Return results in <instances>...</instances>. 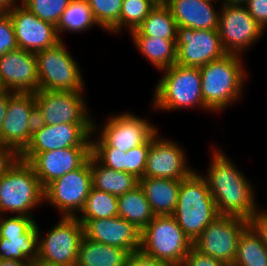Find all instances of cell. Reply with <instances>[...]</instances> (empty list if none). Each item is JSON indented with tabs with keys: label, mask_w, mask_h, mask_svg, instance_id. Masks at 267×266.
<instances>
[{
	"label": "cell",
	"mask_w": 267,
	"mask_h": 266,
	"mask_svg": "<svg viewBox=\"0 0 267 266\" xmlns=\"http://www.w3.org/2000/svg\"><path fill=\"white\" fill-rule=\"evenodd\" d=\"M192 247L172 215L155 216L141 231L140 252L172 265H182Z\"/></svg>",
	"instance_id": "obj_6"
},
{
	"label": "cell",
	"mask_w": 267,
	"mask_h": 266,
	"mask_svg": "<svg viewBox=\"0 0 267 266\" xmlns=\"http://www.w3.org/2000/svg\"><path fill=\"white\" fill-rule=\"evenodd\" d=\"M172 216L192 243L220 216L206 179L197 171L181 180Z\"/></svg>",
	"instance_id": "obj_2"
},
{
	"label": "cell",
	"mask_w": 267,
	"mask_h": 266,
	"mask_svg": "<svg viewBox=\"0 0 267 266\" xmlns=\"http://www.w3.org/2000/svg\"><path fill=\"white\" fill-rule=\"evenodd\" d=\"M72 0H22L21 4L41 20L57 26Z\"/></svg>",
	"instance_id": "obj_35"
},
{
	"label": "cell",
	"mask_w": 267,
	"mask_h": 266,
	"mask_svg": "<svg viewBox=\"0 0 267 266\" xmlns=\"http://www.w3.org/2000/svg\"><path fill=\"white\" fill-rule=\"evenodd\" d=\"M84 227V237L130 253L140 251L141 231L127 220L114 216L106 219H78Z\"/></svg>",
	"instance_id": "obj_21"
},
{
	"label": "cell",
	"mask_w": 267,
	"mask_h": 266,
	"mask_svg": "<svg viewBox=\"0 0 267 266\" xmlns=\"http://www.w3.org/2000/svg\"><path fill=\"white\" fill-rule=\"evenodd\" d=\"M90 168L92 187L114 196L119 197L139 185V179L133 174L108 168L92 154L90 156Z\"/></svg>",
	"instance_id": "obj_25"
},
{
	"label": "cell",
	"mask_w": 267,
	"mask_h": 266,
	"mask_svg": "<svg viewBox=\"0 0 267 266\" xmlns=\"http://www.w3.org/2000/svg\"><path fill=\"white\" fill-rule=\"evenodd\" d=\"M130 252L85 237L78 250L76 266H128Z\"/></svg>",
	"instance_id": "obj_24"
},
{
	"label": "cell",
	"mask_w": 267,
	"mask_h": 266,
	"mask_svg": "<svg viewBox=\"0 0 267 266\" xmlns=\"http://www.w3.org/2000/svg\"><path fill=\"white\" fill-rule=\"evenodd\" d=\"M186 164L181 146L169 139H160L158 132L151 137L144 177L182 180L194 172Z\"/></svg>",
	"instance_id": "obj_17"
},
{
	"label": "cell",
	"mask_w": 267,
	"mask_h": 266,
	"mask_svg": "<svg viewBox=\"0 0 267 266\" xmlns=\"http://www.w3.org/2000/svg\"><path fill=\"white\" fill-rule=\"evenodd\" d=\"M7 106H8V91L0 96V131L2 129L4 117L6 115Z\"/></svg>",
	"instance_id": "obj_45"
},
{
	"label": "cell",
	"mask_w": 267,
	"mask_h": 266,
	"mask_svg": "<svg viewBox=\"0 0 267 266\" xmlns=\"http://www.w3.org/2000/svg\"><path fill=\"white\" fill-rule=\"evenodd\" d=\"M93 124L45 125L36 122L31 141L19 158L29 162L37 153L74 146H91Z\"/></svg>",
	"instance_id": "obj_13"
},
{
	"label": "cell",
	"mask_w": 267,
	"mask_h": 266,
	"mask_svg": "<svg viewBox=\"0 0 267 266\" xmlns=\"http://www.w3.org/2000/svg\"><path fill=\"white\" fill-rule=\"evenodd\" d=\"M210 111L202 97V82L199 68L175 63L164 69V76L154 90V108L172 111L196 107Z\"/></svg>",
	"instance_id": "obj_4"
},
{
	"label": "cell",
	"mask_w": 267,
	"mask_h": 266,
	"mask_svg": "<svg viewBox=\"0 0 267 266\" xmlns=\"http://www.w3.org/2000/svg\"><path fill=\"white\" fill-rule=\"evenodd\" d=\"M97 25L108 32H119L122 0H87Z\"/></svg>",
	"instance_id": "obj_33"
},
{
	"label": "cell",
	"mask_w": 267,
	"mask_h": 266,
	"mask_svg": "<svg viewBox=\"0 0 267 266\" xmlns=\"http://www.w3.org/2000/svg\"><path fill=\"white\" fill-rule=\"evenodd\" d=\"M7 13L13 22L19 49L37 53L62 41L56 26L41 20L22 4Z\"/></svg>",
	"instance_id": "obj_16"
},
{
	"label": "cell",
	"mask_w": 267,
	"mask_h": 266,
	"mask_svg": "<svg viewBox=\"0 0 267 266\" xmlns=\"http://www.w3.org/2000/svg\"><path fill=\"white\" fill-rule=\"evenodd\" d=\"M44 202V188L32 166L18 158L0 177V215L5 212L32 217L28 211Z\"/></svg>",
	"instance_id": "obj_5"
},
{
	"label": "cell",
	"mask_w": 267,
	"mask_h": 266,
	"mask_svg": "<svg viewBox=\"0 0 267 266\" xmlns=\"http://www.w3.org/2000/svg\"><path fill=\"white\" fill-rule=\"evenodd\" d=\"M244 5L255 21L265 31L267 27V0H248Z\"/></svg>",
	"instance_id": "obj_41"
},
{
	"label": "cell",
	"mask_w": 267,
	"mask_h": 266,
	"mask_svg": "<svg viewBox=\"0 0 267 266\" xmlns=\"http://www.w3.org/2000/svg\"><path fill=\"white\" fill-rule=\"evenodd\" d=\"M4 12L0 9V16L3 14Z\"/></svg>",
	"instance_id": "obj_52"
},
{
	"label": "cell",
	"mask_w": 267,
	"mask_h": 266,
	"mask_svg": "<svg viewBox=\"0 0 267 266\" xmlns=\"http://www.w3.org/2000/svg\"><path fill=\"white\" fill-rule=\"evenodd\" d=\"M184 266H228L224 261L202 254L192 247L183 262Z\"/></svg>",
	"instance_id": "obj_40"
},
{
	"label": "cell",
	"mask_w": 267,
	"mask_h": 266,
	"mask_svg": "<svg viewBox=\"0 0 267 266\" xmlns=\"http://www.w3.org/2000/svg\"><path fill=\"white\" fill-rule=\"evenodd\" d=\"M44 237L38 230V258L56 266H76L84 237L83 224L76 217H62Z\"/></svg>",
	"instance_id": "obj_8"
},
{
	"label": "cell",
	"mask_w": 267,
	"mask_h": 266,
	"mask_svg": "<svg viewBox=\"0 0 267 266\" xmlns=\"http://www.w3.org/2000/svg\"><path fill=\"white\" fill-rule=\"evenodd\" d=\"M241 56L226 54L199 68L204 104L219 112L240 99L247 73L244 71Z\"/></svg>",
	"instance_id": "obj_3"
},
{
	"label": "cell",
	"mask_w": 267,
	"mask_h": 266,
	"mask_svg": "<svg viewBox=\"0 0 267 266\" xmlns=\"http://www.w3.org/2000/svg\"><path fill=\"white\" fill-rule=\"evenodd\" d=\"M249 223L260 235L264 246L267 248V210L258 211Z\"/></svg>",
	"instance_id": "obj_44"
},
{
	"label": "cell",
	"mask_w": 267,
	"mask_h": 266,
	"mask_svg": "<svg viewBox=\"0 0 267 266\" xmlns=\"http://www.w3.org/2000/svg\"><path fill=\"white\" fill-rule=\"evenodd\" d=\"M128 266H172V264L148 257L139 251L130 254Z\"/></svg>",
	"instance_id": "obj_42"
},
{
	"label": "cell",
	"mask_w": 267,
	"mask_h": 266,
	"mask_svg": "<svg viewBox=\"0 0 267 266\" xmlns=\"http://www.w3.org/2000/svg\"><path fill=\"white\" fill-rule=\"evenodd\" d=\"M18 48L13 22L8 13L0 16V57Z\"/></svg>",
	"instance_id": "obj_39"
},
{
	"label": "cell",
	"mask_w": 267,
	"mask_h": 266,
	"mask_svg": "<svg viewBox=\"0 0 267 266\" xmlns=\"http://www.w3.org/2000/svg\"><path fill=\"white\" fill-rule=\"evenodd\" d=\"M204 177L219 215L250 221L258 212L253 187L232 161L216 149Z\"/></svg>",
	"instance_id": "obj_1"
},
{
	"label": "cell",
	"mask_w": 267,
	"mask_h": 266,
	"mask_svg": "<svg viewBox=\"0 0 267 266\" xmlns=\"http://www.w3.org/2000/svg\"><path fill=\"white\" fill-rule=\"evenodd\" d=\"M90 156L91 146H74L37 153L28 163L45 188L57 178L80 168Z\"/></svg>",
	"instance_id": "obj_20"
},
{
	"label": "cell",
	"mask_w": 267,
	"mask_h": 266,
	"mask_svg": "<svg viewBox=\"0 0 267 266\" xmlns=\"http://www.w3.org/2000/svg\"><path fill=\"white\" fill-rule=\"evenodd\" d=\"M19 155L9 146L0 143V177L16 162Z\"/></svg>",
	"instance_id": "obj_43"
},
{
	"label": "cell",
	"mask_w": 267,
	"mask_h": 266,
	"mask_svg": "<svg viewBox=\"0 0 267 266\" xmlns=\"http://www.w3.org/2000/svg\"><path fill=\"white\" fill-rule=\"evenodd\" d=\"M0 79L7 91L36 93L39 75L35 53L15 49L0 57Z\"/></svg>",
	"instance_id": "obj_19"
},
{
	"label": "cell",
	"mask_w": 267,
	"mask_h": 266,
	"mask_svg": "<svg viewBox=\"0 0 267 266\" xmlns=\"http://www.w3.org/2000/svg\"><path fill=\"white\" fill-rule=\"evenodd\" d=\"M36 122L34 93L8 91V106L0 131V143L20 155L31 141Z\"/></svg>",
	"instance_id": "obj_9"
},
{
	"label": "cell",
	"mask_w": 267,
	"mask_h": 266,
	"mask_svg": "<svg viewBox=\"0 0 267 266\" xmlns=\"http://www.w3.org/2000/svg\"><path fill=\"white\" fill-rule=\"evenodd\" d=\"M82 92L45 91L34 93L37 123L55 124H93L88 117V108Z\"/></svg>",
	"instance_id": "obj_11"
},
{
	"label": "cell",
	"mask_w": 267,
	"mask_h": 266,
	"mask_svg": "<svg viewBox=\"0 0 267 266\" xmlns=\"http://www.w3.org/2000/svg\"><path fill=\"white\" fill-rule=\"evenodd\" d=\"M132 35L177 39V24L167 5L155 6Z\"/></svg>",
	"instance_id": "obj_28"
},
{
	"label": "cell",
	"mask_w": 267,
	"mask_h": 266,
	"mask_svg": "<svg viewBox=\"0 0 267 266\" xmlns=\"http://www.w3.org/2000/svg\"><path fill=\"white\" fill-rule=\"evenodd\" d=\"M15 1L16 0H0V9L4 13H7L8 11L13 10L15 7L19 6L15 4ZM19 1L22 2V0H19Z\"/></svg>",
	"instance_id": "obj_46"
},
{
	"label": "cell",
	"mask_w": 267,
	"mask_h": 266,
	"mask_svg": "<svg viewBox=\"0 0 267 266\" xmlns=\"http://www.w3.org/2000/svg\"><path fill=\"white\" fill-rule=\"evenodd\" d=\"M181 180L142 177L139 186L143 189L155 216L172 215L178 202Z\"/></svg>",
	"instance_id": "obj_23"
},
{
	"label": "cell",
	"mask_w": 267,
	"mask_h": 266,
	"mask_svg": "<svg viewBox=\"0 0 267 266\" xmlns=\"http://www.w3.org/2000/svg\"><path fill=\"white\" fill-rule=\"evenodd\" d=\"M213 0H167L177 27L218 30L219 12ZM217 1V0H214Z\"/></svg>",
	"instance_id": "obj_22"
},
{
	"label": "cell",
	"mask_w": 267,
	"mask_h": 266,
	"mask_svg": "<svg viewBox=\"0 0 267 266\" xmlns=\"http://www.w3.org/2000/svg\"><path fill=\"white\" fill-rule=\"evenodd\" d=\"M7 92L6 88L3 86L2 81L0 79V96Z\"/></svg>",
	"instance_id": "obj_51"
},
{
	"label": "cell",
	"mask_w": 267,
	"mask_h": 266,
	"mask_svg": "<svg viewBox=\"0 0 267 266\" xmlns=\"http://www.w3.org/2000/svg\"><path fill=\"white\" fill-rule=\"evenodd\" d=\"M77 219H106L118 216V197L110 193L90 189L85 206Z\"/></svg>",
	"instance_id": "obj_32"
},
{
	"label": "cell",
	"mask_w": 267,
	"mask_h": 266,
	"mask_svg": "<svg viewBox=\"0 0 267 266\" xmlns=\"http://www.w3.org/2000/svg\"><path fill=\"white\" fill-rule=\"evenodd\" d=\"M37 222L22 236L0 239V260L29 262L38 257Z\"/></svg>",
	"instance_id": "obj_29"
},
{
	"label": "cell",
	"mask_w": 267,
	"mask_h": 266,
	"mask_svg": "<svg viewBox=\"0 0 267 266\" xmlns=\"http://www.w3.org/2000/svg\"><path fill=\"white\" fill-rule=\"evenodd\" d=\"M155 7L149 0H122V9L119 18V32L128 28L135 30Z\"/></svg>",
	"instance_id": "obj_34"
},
{
	"label": "cell",
	"mask_w": 267,
	"mask_h": 266,
	"mask_svg": "<svg viewBox=\"0 0 267 266\" xmlns=\"http://www.w3.org/2000/svg\"><path fill=\"white\" fill-rule=\"evenodd\" d=\"M231 266H267V248L251 225L240 235L235 260Z\"/></svg>",
	"instance_id": "obj_30"
},
{
	"label": "cell",
	"mask_w": 267,
	"mask_h": 266,
	"mask_svg": "<svg viewBox=\"0 0 267 266\" xmlns=\"http://www.w3.org/2000/svg\"><path fill=\"white\" fill-rule=\"evenodd\" d=\"M151 3H153L155 6H160V5H166L167 0H149Z\"/></svg>",
	"instance_id": "obj_50"
},
{
	"label": "cell",
	"mask_w": 267,
	"mask_h": 266,
	"mask_svg": "<svg viewBox=\"0 0 267 266\" xmlns=\"http://www.w3.org/2000/svg\"><path fill=\"white\" fill-rule=\"evenodd\" d=\"M39 75V90L84 91L80 67L63 41L51 48L35 53Z\"/></svg>",
	"instance_id": "obj_7"
},
{
	"label": "cell",
	"mask_w": 267,
	"mask_h": 266,
	"mask_svg": "<svg viewBox=\"0 0 267 266\" xmlns=\"http://www.w3.org/2000/svg\"><path fill=\"white\" fill-rule=\"evenodd\" d=\"M29 266H56V265H54L53 263L41 260L37 257L32 260H29Z\"/></svg>",
	"instance_id": "obj_48"
},
{
	"label": "cell",
	"mask_w": 267,
	"mask_h": 266,
	"mask_svg": "<svg viewBox=\"0 0 267 266\" xmlns=\"http://www.w3.org/2000/svg\"><path fill=\"white\" fill-rule=\"evenodd\" d=\"M91 154L104 166L125 172L126 152L110 147L100 136L91 140Z\"/></svg>",
	"instance_id": "obj_36"
},
{
	"label": "cell",
	"mask_w": 267,
	"mask_h": 266,
	"mask_svg": "<svg viewBox=\"0 0 267 266\" xmlns=\"http://www.w3.org/2000/svg\"><path fill=\"white\" fill-rule=\"evenodd\" d=\"M91 188L89 158L80 168L49 183L44 188V201L61 211L62 217H76V211L83 210Z\"/></svg>",
	"instance_id": "obj_10"
},
{
	"label": "cell",
	"mask_w": 267,
	"mask_h": 266,
	"mask_svg": "<svg viewBox=\"0 0 267 266\" xmlns=\"http://www.w3.org/2000/svg\"><path fill=\"white\" fill-rule=\"evenodd\" d=\"M250 225L244 218L218 216L194 241L193 247L205 255L224 261L228 266L234 263L238 240Z\"/></svg>",
	"instance_id": "obj_12"
},
{
	"label": "cell",
	"mask_w": 267,
	"mask_h": 266,
	"mask_svg": "<svg viewBox=\"0 0 267 266\" xmlns=\"http://www.w3.org/2000/svg\"><path fill=\"white\" fill-rule=\"evenodd\" d=\"M176 48V63L186 67L200 68L227 54L218 30L179 26L177 27Z\"/></svg>",
	"instance_id": "obj_15"
},
{
	"label": "cell",
	"mask_w": 267,
	"mask_h": 266,
	"mask_svg": "<svg viewBox=\"0 0 267 266\" xmlns=\"http://www.w3.org/2000/svg\"><path fill=\"white\" fill-rule=\"evenodd\" d=\"M118 216L132 223L140 231L155 217L139 185L118 197Z\"/></svg>",
	"instance_id": "obj_26"
},
{
	"label": "cell",
	"mask_w": 267,
	"mask_h": 266,
	"mask_svg": "<svg viewBox=\"0 0 267 266\" xmlns=\"http://www.w3.org/2000/svg\"><path fill=\"white\" fill-rule=\"evenodd\" d=\"M0 266H29V262L17 260H0Z\"/></svg>",
	"instance_id": "obj_47"
},
{
	"label": "cell",
	"mask_w": 267,
	"mask_h": 266,
	"mask_svg": "<svg viewBox=\"0 0 267 266\" xmlns=\"http://www.w3.org/2000/svg\"><path fill=\"white\" fill-rule=\"evenodd\" d=\"M36 222L37 221L33 217L29 216L15 215L4 218V215H0V239L22 236Z\"/></svg>",
	"instance_id": "obj_37"
},
{
	"label": "cell",
	"mask_w": 267,
	"mask_h": 266,
	"mask_svg": "<svg viewBox=\"0 0 267 266\" xmlns=\"http://www.w3.org/2000/svg\"><path fill=\"white\" fill-rule=\"evenodd\" d=\"M99 136L110 146L127 152L146 143L157 129L144 118L128 112L106 119Z\"/></svg>",
	"instance_id": "obj_18"
},
{
	"label": "cell",
	"mask_w": 267,
	"mask_h": 266,
	"mask_svg": "<svg viewBox=\"0 0 267 266\" xmlns=\"http://www.w3.org/2000/svg\"><path fill=\"white\" fill-rule=\"evenodd\" d=\"M223 4H239L244 5L248 0H222Z\"/></svg>",
	"instance_id": "obj_49"
},
{
	"label": "cell",
	"mask_w": 267,
	"mask_h": 266,
	"mask_svg": "<svg viewBox=\"0 0 267 266\" xmlns=\"http://www.w3.org/2000/svg\"><path fill=\"white\" fill-rule=\"evenodd\" d=\"M94 24L97 25L87 0H72L63 12L56 28L59 37L62 40L60 36L61 32H64L65 30L70 32L86 31Z\"/></svg>",
	"instance_id": "obj_31"
},
{
	"label": "cell",
	"mask_w": 267,
	"mask_h": 266,
	"mask_svg": "<svg viewBox=\"0 0 267 266\" xmlns=\"http://www.w3.org/2000/svg\"><path fill=\"white\" fill-rule=\"evenodd\" d=\"M131 36L139 52L159 71L176 63L177 39H161L144 35Z\"/></svg>",
	"instance_id": "obj_27"
},
{
	"label": "cell",
	"mask_w": 267,
	"mask_h": 266,
	"mask_svg": "<svg viewBox=\"0 0 267 266\" xmlns=\"http://www.w3.org/2000/svg\"><path fill=\"white\" fill-rule=\"evenodd\" d=\"M220 10L218 33L223 48L227 54L241 56L247 47L260 39L264 30L245 5L222 4Z\"/></svg>",
	"instance_id": "obj_14"
},
{
	"label": "cell",
	"mask_w": 267,
	"mask_h": 266,
	"mask_svg": "<svg viewBox=\"0 0 267 266\" xmlns=\"http://www.w3.org/2000/svg\"><path fill=\"white\" fill-rule=\"evenodd\" d=\"M150 144L151 138L126 152L125 172L133 174L138 179L144 177Z\"/></svg>",
	"instance_id": "obj_38"
}]
</instances>
